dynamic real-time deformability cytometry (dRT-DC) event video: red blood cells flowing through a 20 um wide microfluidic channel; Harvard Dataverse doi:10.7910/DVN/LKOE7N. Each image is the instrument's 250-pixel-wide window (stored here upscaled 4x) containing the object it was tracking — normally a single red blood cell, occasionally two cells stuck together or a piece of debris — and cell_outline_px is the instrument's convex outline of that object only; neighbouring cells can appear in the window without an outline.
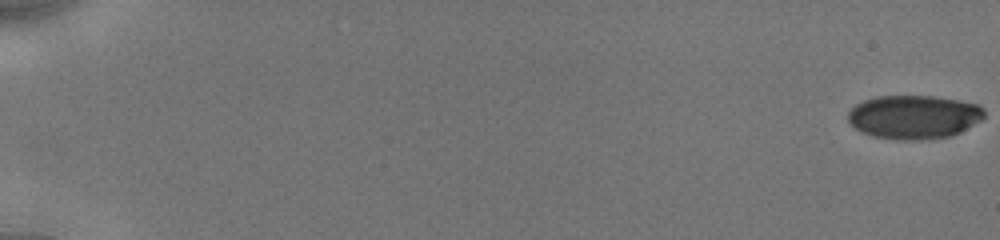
{"species": "human", "species_latin": "Homo sapiens", "temperature_condition": "cold", "stored_images_in_passage": 18, "camera_frame_rate_fps": 3000, "um_per_image_px": 0.085, "donor": {"sex": "male"}, "frame": {"image": 1, "passage_image": 1, "time_ms": 0.0, "image_size_px": [1000, 240], "cell_outline_px": [[984, 116], [980, 120], [960, 132], [952, 136], [928, 140], [896, 140], [872, 136], [860, 132], [848, 120], [848, 112], [856, 104], [864, 100], [880, 96], [932, 96], [956, 100], [976, 104], [984, 108]], "centroid_in_image_um": [77.66, 9.96], "position_along_channel_um": 7.3, "area_um2": 34.74}}
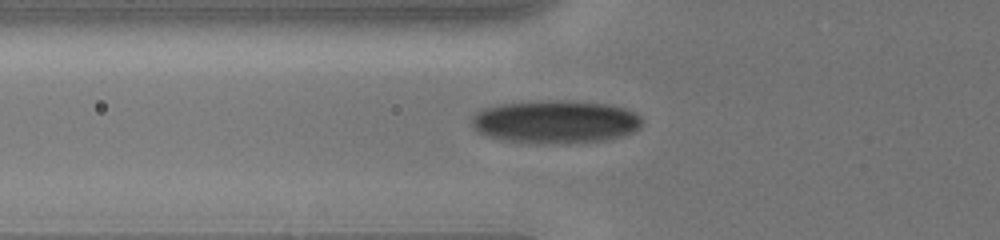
{"frame": {"image": 2, "passage_image": 11, "time_ms": 7.0, "image_size_px": [1000, 240], "cell_outline_px": [[640, 128], [636, 132], [624, 136], [608, 140], [568, 144], [560, 144], [496, 140], [484, 136], [476, 132], [472, 124], [472, 116], [476, 112], [484, 108], [500, 104], [540, 100], [568, 100], [608, 104], [624, 108], [640, 116]], "centroid_in_image_um": [47.19, 10.36], "position_along_channel_um": 78.6, "area_um2": 43.47}}
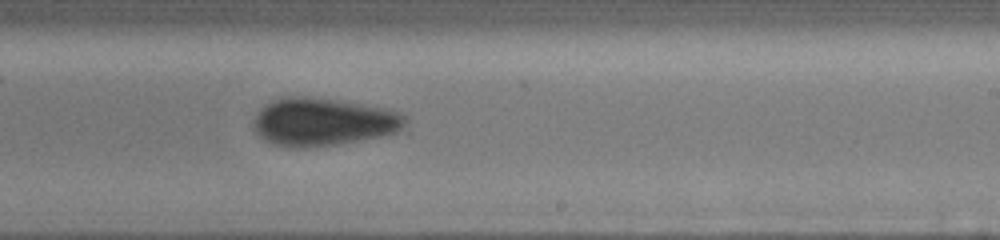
{"frame": {"image": 3, "passage_image": 18, "time_ms": 11.667, "image_size_px": [1000, 240], "cell_outline_px": [[408, 124], [396, 132], [380, 136], [336, 144], [304, 148], [292, 148], [272, 144], [264, 140], [252, 128], [252, 120], [260, 108], [264, 104], [272, 100], [288, 96], [308, 96], [364, 104], [388, 108], [400, 112], [408, 116]], "centroid_in_image_um": [27.45, 10.35], "position_along_channel_um": 261.6, "area_um2": 42.89}}